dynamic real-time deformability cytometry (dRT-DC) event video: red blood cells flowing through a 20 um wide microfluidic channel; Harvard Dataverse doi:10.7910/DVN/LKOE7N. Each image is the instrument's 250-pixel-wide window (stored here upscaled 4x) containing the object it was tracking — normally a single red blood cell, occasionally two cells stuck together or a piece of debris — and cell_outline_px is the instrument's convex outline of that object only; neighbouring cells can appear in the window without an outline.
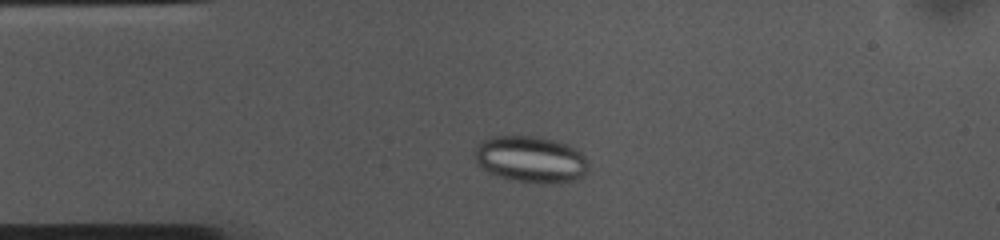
{"species": "common noctule bat (a hibernating species)", "species_latin": "Nyctalus noctula", "temperature_condition": "cold", "stored_images_in_passage": 50, "camera_frame_rate_fps": 3000, "um_per_image_px": 0.085, "animal": {"sex": "female", "body_mass_g": 10.0, "forearm_length_mm": 53.1}, "frame": {"image": 1, "passage_image": 8, "time_ms": 2.333, "image_size_px": [1000, 240], "cell_outline_px": [[588, 168], [576, 180], [552, 184], [540, 184], [516, 180], [500, 176], [488, 172], [476, 164], [476, 148], [484, 140], [492, 136], [536, 136], [568, 144], [576, 148], [588, 160]], "centroid_in_image_um": [45.14, 13.55], "position_along_channel_um": 39.9, "area_um2": 30.69}}
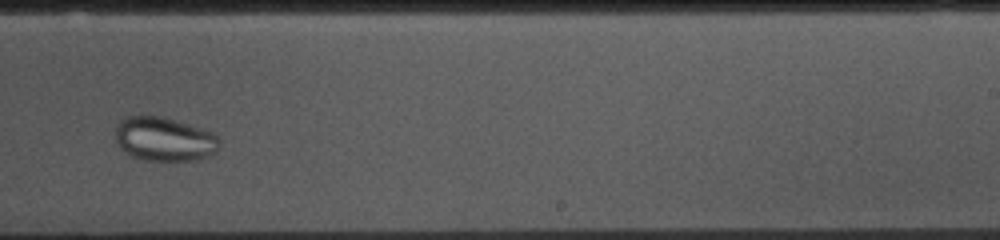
{"frame": {"image": 2, "passage_image": 29, "time_ms": 9.333, "image_size_px": [1000, 240], "cell_outline_px": [[220, 140], [216, 152], [208, 156], [196, 160], [144, 160], [132, 156], [124, 152], [116, 144], [116, 128], [120, 120], [128, 116], [164, 116], [216, 132]], "centroid_in_image_um": [13.99, 11.81], "position_along_channel_um": 275.0, "area_um2": 26.99}}
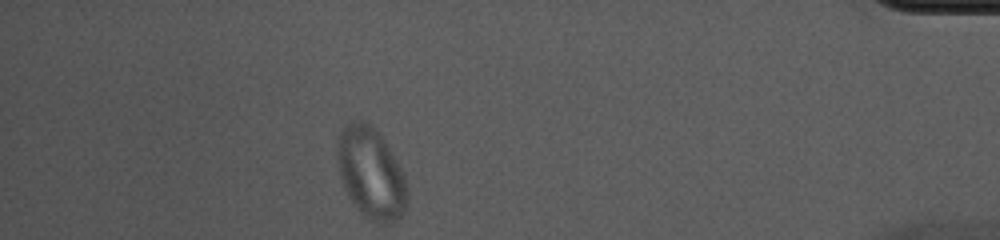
{"frame": {"image": 3, "passage_image": 44, "time_ms": 14.333, "image_size_px": [1000, 240], "cell_outline_px": [[408, 200], [404, 212], [396, 224], [380, 224], [364, 216], [352, 204], [344, 188], [336, 164], [336, 136], [340, 128], [344, 124], [352, 120], [360, 120], [372, 124], [376, 128], [384, 140], [396, 160], [404, 176], [408, 196]], "centroid_in_image_um": [31.49, 14.71], "position_along_channel_um": 403.7, "area_um2": 38.09}}